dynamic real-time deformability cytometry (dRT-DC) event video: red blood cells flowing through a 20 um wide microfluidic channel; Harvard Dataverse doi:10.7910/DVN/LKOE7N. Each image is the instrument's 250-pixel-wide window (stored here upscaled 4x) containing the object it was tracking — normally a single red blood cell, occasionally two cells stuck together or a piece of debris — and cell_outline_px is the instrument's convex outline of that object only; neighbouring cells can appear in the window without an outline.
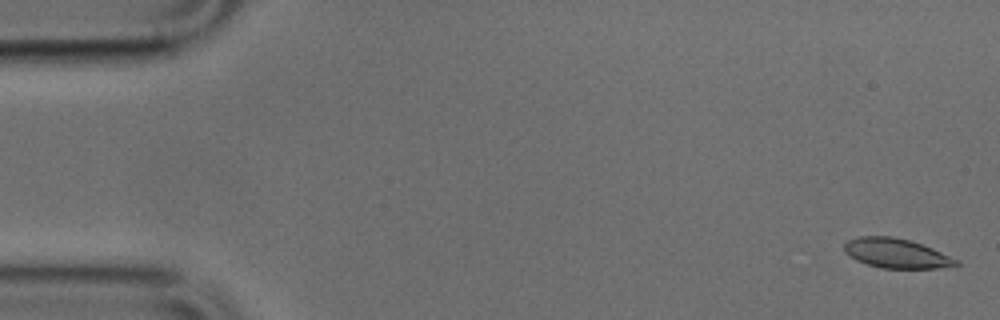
{"species": "common noctule bat (a hibernating species)", "species_latin": "Nyctalus noctula", "temperature_condition": "cold", "stored_images_in_passage": 50, "camera_frame_rate_fps": 3000, "um_per_image_px": 0.085, "animal": {"sex": "male", "body_mass_g": 17.9, "forearm_length_mm": 54.2}, "frame": {"image": 1, "passage_image": 1, "time_ms": 0.0, "image_size_px": [1000, 320], "cell_outline_px": [[960, 264], [956, 268], [880, 268], [856, 260], [844, 252], [844, 244], [848, 240], [860, 236], [892, 236], [908, 240], [932, 248], [960, 260]], "centroid_in_image_um": [76.24, 21.54], "position_along_channel_um": 8.8, "area_um2": 19.42}}
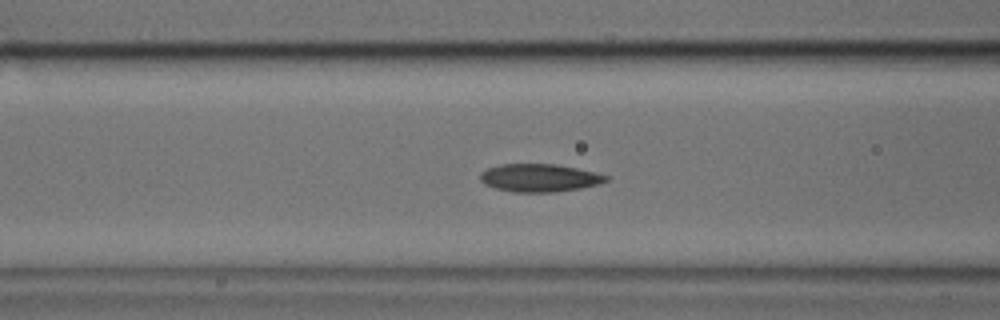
{"frame": {"image": 2, "passage_image": 19, "time_ms": 6.0, "image_size_px": [1000, 320], "cell_outline_px": [[608, 180], [600, 184], [580, 188], [556, 192], [512, 192], [496, 188], [484, 184], [480, 180], [480, 172], [488, 168], [500, 164], [556, 164], [576, 168], [608, 176]], "centroid_in_image_um": [45.82, 15.12], "position_along_channel_um": 120.8, "area_um2": 20.4}}
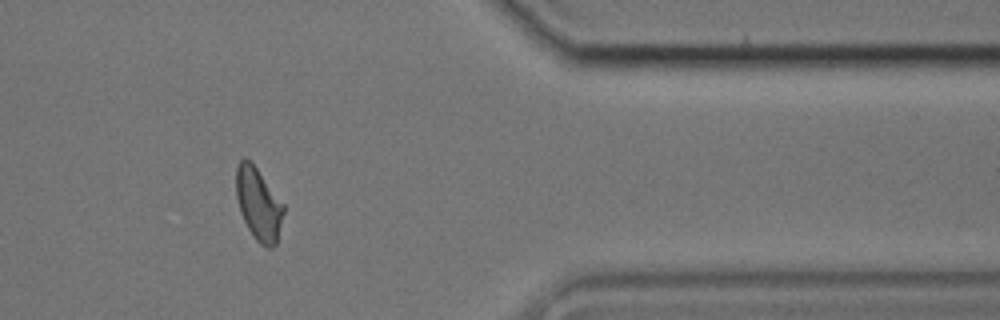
{"frame": {"image": 3, "passage_image": 41, "time_ms": 13.333, "image_size_px": [1000, 320], "cell_outline_px": [[284, 212], [276, 244], [272, 248], [268, 248], [260, 244], [256, 240], [248, 228], [240, 212], [236, 196], [236, 168], [240, 160], [244, 156], [256, 168], [284, 204]], "centroid_in_image_um": [21.97, 17.36], "position_along_channel_um": 389.4, "area_um2": 19.83}}